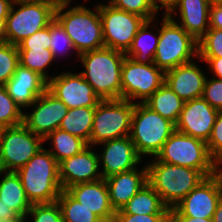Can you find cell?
Instances as JSON below:
<instances>
[{
  "label": "cell",
  "instance_id": "30",
  "mask_svg": "<svg viewBox=\"0 0 222 222\" xmlns=\"http://www.w3.org/2000/svg\"><path fill=\"white\" fill-rule=\"evenodd\" d=\"M57 202L61 208L64 222H98L99 217L62 190Z\"/></svg>",
  "mask_w": 222,
  "mask_h": 222
},
{
  "label": "cell",
  "instance_id": "3",
  "mask_svg": "<svg viewBox=\"0 0 222 222\" xmlns=\"http://www.w3.org/2000/svg\"><path fill=\"white\" fill-rule=\"evenodd\" d=\"M71 0H63L55 10V19L62 25L71 38L77 56L88 51L105 47L99 4L92 11L86 6L76 5L69 8Z\"/></svg>",
  "mask_w": 222,
  "mask_h": 222
},
{
  "label": "cell",
  "instance_id": "15",
  "mask_svg": "<svg viewBox=\"0 0 222 222\" xmlns=\"http://www.w3.org/2000/svg\"><path fill=\"white\" fill-rule=\"evenodd\" d=\"M29 107H34V110L23 114V124L43 139L59 128L69 109L48 90Z\"/></svg>",
  "mask_w": 222,
  "mask_h": 222
},
{
  "label": "cell",
  "instance_id": "24",
  "mask_svg": "<svg viewBox=\"0 0 222 222\" xmlns=\"http://www.w3.org/2000/svg\"><path fill=\"white\" fill-rule=\"evenodd\" d=\"M0 181V205L14 210L20 217H27L31 203L27 199L22 181L16 172H3Z\"/></svg>",
  "mask_w": 222,
  "mask_h": 222
},
{
  "label": "cell",
  "instance_id": "47",
  "mask_svg": "<svg viewBox=\"0 0 222 222\" xmlns=\"http://www.w3.org/2000/svg\"><path fill=\"white\" fill-rule=\"evenodd\" d=\"M14 0H0V17H7Z\"/></svg>",
  "mask_w": 222,
  "mask_h": 222
},
{
  "label": "cell",
  "instance_id": "44",
  "mask_svg": "<svg viewBox=\"0 0 222 222\" xmlns=\"http://www.w3.org/2000/svg\"><path fill=\"white\" fill-rule=\"evenodd\" d=\"M153 8L156 12L159 11V8L165 9L164 15H168L174 7L177 5L179 0H150ZM159 4L161 6H159Z\"/></svg>",
  "mask_w": 222,
  "mask_h": 222
},
{
  "label": "cell",
  "instance_id": "51",
  "mask_svg": "<svg viewBox=\"0 0 222 222\" xmlns=\"http://www.w3.org/2000/svg\"><path fill=\"white\" fill-rule=\"evenodd\" d=\"M98 222H121V221L116 214H113L109 217L99 218Z\"/></svg>",
  "mask_w": 222,
  "mask_h": 222
},
{
  "label": "cell",
  "instance_id": "43",
  "mask_svg": "<svg viewBox=\"0 0 222 222\" xmlns=\"http://www.w3.org/2000/svg\"><path fill=\"white\" fill-rule=\"evenodd\" d=\"M198 59L209 64L217 79H222V57H198Z\"/></svg>",
  "mask_w": 222,
  "mask_h": 222
},
{
  "label": "cell",
  "instance_id": "19",
  "mask_svg": "<svg viewBox=\"0 0 222 222\" xmlns=\"http://www.w3.org/2000/svg\"><path fill=\"white\" fill-rule=\"evenodd\" d=\"M194 61L165 72V83L184 102L202 97L204 91L207 77Z\"/></svg>",
  "mask_w": 222,
  "mask_h": 222
},
{
  "label": "cell",
  "instance_id": "49",
  "mask_svg": "<svg viewBox=\"0 0 222 222\" xmlns=\"http://www.w3.org/2000/svg\"><path fill=\"white\" fill-rule=\"evenodd\" d=\"M6 18L7 17H0V42L5 41Z\"/></svg>",
  "mask_w": 222,
  "mask_h": 222
},
{
  "label": "cell",
  "instance_id": "50",
  "mask_svg": "<svg viewBox=\"0 0 222 222\" xmlns=\"http://www.w3.org/2000/svg\"><path fill=\"white\" fill-rule=\"evenodd\" d=\"M222 157L216 161L215 175L219 178L222 186V169H221Z\"/></svg>",
  "mask_w": 222,
  "mask_h": 222
},
{
  "label": "cell",
  "instance_id": "54",
  "mask_svg": "<svg viewBox=\"0 0 222 222\" xmlns=\"http://www.w3.org/2000/svg\"><path fill=\"white\" fill-rule=\"evenodd\" d=\"M211 3L213 2H222V0H209Z\"/></svg>",
  "mask_w": 222,
  "mask_h": 222
},
{
  "label": "cell",
  "instance_id": "45",
  "mask_svg": "<svg viewBox=\"0 0 222 222\" xmlns=\"http://www.w3.org/2000/svg\"><path fill=\"white\" fill-rule=\"evenodd\" d=\"M12 218H25L20 217L14 210L4 205H0V220L12 219Z\"/></svg>",
  "mask_w": 222,
  "mask_h": 222
},
{
  "label": "cell",
  "instance_id": "5",
  "mask_svg": "<svg viewBox=\"0 0 222 222\" xmlns=\"http://www.w3.org/2000/svg\"><path fill=\"white\" fill-rule=\"evenodd\" d=\"M154 64L164 72L198 58V41L174 19L163 15ZM193 58V59H192Z\"/></svg>",
  "mask_w": 222,
  "mask_h": 222
},
{
  "label": "cell",
  "instance_id": "29",
  "mask_svg": "<svg viewBox=\"0 0 222 222\" xmlns=\"http://www.w3.org/2000/svg\"><path fill=\"white\" fill-rule=\"evenodd\" d=\"M48 140H51L54 148V150H48L58 163L68 157L78 154L88 146L83 139L73 136L72 134L59 128L44 138V142Z\"/></svg>",
  "mask_w": 222,
  "mask_h": 222
},
{
  "label": "cell",
  "instance_id": "8",
  "mask_svg": "<svg viewBox=\"0 0 222 222\" xmlns=\"http://www.w3.org/2000/svg\"><path fill=\"white\" fill-rule=\"evenodd\" d=\"M134 106L125 99L101 100L95 107L89 145L129 136Z\"/></svg>",
  "mask_w": 222,
  "mask_h": 222
},
{
  "label": "cell",
  "instance_id": "21",
  "mask_svg": "<svg viewBox=\"0 0 222 222\" xmlns=\"http://www.w3.org/2000/svg\"><path fill=\"white\" fill-rule=\"evenodd\" d=\"M111 206L115 212L121 210L127 202L144 186L147 182V167L141 170L134 168L130 171L121 172L105 179Z\"/></svg>",
  "mask_w": 222,
  "mask_h": 222
},
{
  "label": "cell",
  "instance_id": "1",
  "mask_svg": "<svg viewBox=\"0 0 222 222\" xmlns=\"http://www.w3.org/2000/svg\"><path fill=\"white\" fill-rule=\"evenodd\" d=\"M124 52L103 47L78 55L86 71L80 72L102 99H121L122 64Z\"/></svg>",
  "mask_w": 222,
  "mask_h": 222
},
{
  "label": "cell",
  "instance_id": "41",
  "mask_svg": "<svg viewBox=\"0 0 222 222\" xmlns=\"http://www.w3.org/2000/svg\"><path fill=\"white\" fill-rule=\"evenodd\" d=\"M121 222H167L170 219V214H116Z\"/></svg>",
  "mask_w": 222,
  "mask_h": 222
},
{
  "label": "cell",
  "instance_id": "22",
  "mask_svg": "<svg viewBox=\"0 0 222 222\" xmlns=\"http://www.w3.org/2000/svg\"><path fill=\"white\" fill-rule=\"evenodd\" d=\"M66 191L99 218L116 213L111 206L108 186L103 178L95 182L76 184Z\"/></svg>",
  "mask_w": 222,
  "mask_h": 222
},
{
  "label": "cell",
  "instance_id": "36",
  "mask_svg": "<svg viewBox=\"0 0 222 222\" xmlns=\"http://www.w3.org/2000/svg\"><path fill=\"white\" fill-rule=\"evenodd\" d=\"M33 222H64L58 202L32 204L27 212Z\"/></svg>",
  "mask_w": 222,
  "mask_h": 222
},
{
  "label": "cell",
  "instance_id": "9",
  "mask_svg": "<svg viewBox=\"0 0 222 222\" xmlns=\"http://www.w3.org/2000/svg\"><path fill=\"white\" fill-rule=\"evenodd\" d=\"M19 9H15V5ZM16 10V11H15ZM53 5L30 0H14L6 18L5 42L18 45L55 19Z\"/></svg>",
  "mask_w": 222,
  "mask_h": 222
},
{
  "label": "cell",
  "instance_id": "32",
  "mask_svg": "<svg viewBox=\"0 0 222 222\" xmlns=\"http://www.w3.org/2000/svg\"><path fill=\"white\" fill-rule=\"evenodd\" d=\"M22 108L8 95L5 86L0 85V129L23 123Z\"/></svg>",
  "mask_w": 222,
  "mask_h": 222
},
{
  "label": "cell",
  "instance_id": "33",
  "mask_svg": "<svg viewBox=\"0 0 222 222\" xmlns=\"http://www.w3.org/2000/svg\"><path fill=\"white\" fill-rule=\"evenodd\" d=\"M18 65V46L5 41L0 42V85H5L13 76Z\"/></svg>",
  "mask_w": 222,
  "mask_h": 222
},
{
  "label": "cell",
  "instance_id": "14",
  "mask_svg": "<svg viewBox=\"0 0 222 222\" xmlns=\"http://www.w3.org/2000/svg\"><path fill=\"white\" fill-rule=\"evenodd\" d=\"M47 90L69 109L96 107L102 100L80 73L62 72L48 80Z\"/></svg>",
  "mask_w": 222,
  "mask_h": 222
},
{
  "label": "cell",
  "instance_id": "16",
  "mask_svg": "<svg viewBox=\"0 0 222 222\" xmlns=\"http://www.w3.org/2000/svg\"><path fill=\"white\" fill-rule=\"evenodd\" d=\"M217 114L218 110L203 97L186 101L175 124V130L207 143Z\"/></svg>",
  "mask_w": 222,
  "mask_h": 222
},
{
  "label": "cell",
  "instance_id": "23",
  "mask_svg": "<svg viewBox=\"0 0 222 222\" xmlns=\"http://www.w3.org/2000/svg\"><path fill=\"white\" fill-rule=\"evenodd\" d=\"M210 7L209 0H179L168 16L173 17L178 8V24L198 41L209 29Z\"/></svg>",
  "mask_w": 222,
  "mask_h": 222
},
{
  "label": "cell",
  "instance_id": "34",
  "mask_svg": "<svg viewBox=\"0 0 222 222\" xmlns=\"http://www.w3.org/2000/svg\"><path fill=\"white\" fill-rule=\"evenodd\" d=\"M198 57H222V29L209 28L198 40Z\"/></svg>",
  "mask_w": 222,
  "mask_h": 222
},
{
  "label": "cell",
  "instance_id": "35",
  "mask_svg": "<svg viewBox=\"0 0 222 222\" xmlns=\"http://www.w3.org/2000/svg\"><path fill=\"white\" fill-rule=\"evenodd\" d=\"M111 5L117 9L124 10L143 17L146 21L156 18V11L150 0H112Z\"/></svg>",
  "mask_w": 222,
  "mask_h": 222
},
{
  "label": "cell",
  "instance_id": "52",
  "mask_svg": "<svg viewBox=\"0 0 222 222\" xmlns=\"http://www.w3.org/2000/svg\"><path fill=\"white\" fill-rule=\"evenodd\" d=\"M30 1L44 2L53 5L56 8L63 0H30Z\"/></svg>",
  "mask_w": 222,
  "mask_h": 222
},
{
  "label": "cell",
  "instance_id": "2",
  "mask_svg": "<svg viewBox=\"0 0 222 222\" xmlns=\"http://www.w3.org/2000/svg\"><path fill=\"white\" fill-rule=\"evenodd\" d=\"M31 204L56 202L62 192L58 162L42 147L16 172Z\"/></svg>",
  "mask_w": 222,
  "mask_h": 222
},
{
  "label": "cell",
  "instance_id": "40",
  "mask_svg": "<svg viewBox=\"0 0 222 222\" xmlns=\"http://www.w3.org/2000/svg\"><path fill=\"white\" fill-rule=\"evenodd\" d=\"M50 24L25 38L17 46L18 49H50Z\"/></svg>",
  "mask_w": 222,
  "mask_h": 222
},
{
  "label": "cell",
  "instance_id": "10",
  "mask_svg": "<svg viewBox=\"0 0 222 222\" xmlns=\"http://www.w3.org/2000/svg\"><path fill=\"white\" fill-rule=\"evenodd\" d=\"M44 139L35 135L23 123L0 129V170L17 172L44 145Z\"/></svg>",
  "mask_w": 222,
  "mask_h": 222
},
{
  "label": "cell",
  "instance_id": "25",
  "mask_svg": "<svg viewBox=\"0 0 222 222\" xmlns=\"http://www.w3.org/2000/svg\"><path fill=\"white\" fill-rule=\"evenodd\" d=\"M115 214H170L160 195L147 183Z\"/></svg>",
  "mask_w": 222,
  "mask_h": 222
},
{
  "label": "cell",
  "instance_id": "4",
  "mask_svg": "<svg viewBox=\"0 0 222 222\" xmlns=\"http://www.w3.org/2000/svg\"><path fill=\"white\" fill-rule=\"evenodd\" d=\"M146 167L148 184L170 210L207 178L200 170L167 164L156 158Z\"/></svg>",
  "mask_w": 222,
  "mask_h": 222
},
{
  "label": "cell",
  "instance_id": "18",
  "mask_svg": "<svg viewBox=\"0 0 222 222\" xmlns=\"http://www.w3.org/2000/svg\"><path fill=\"white\" fill-rule=\"evenodd\" d=\"M100 144L104 146L102 153L98 155L99 165H103L100 172L103 179L130 171L141 162L142 158L138 155L129 136L108 140Z\"/></svg>",
  "mask_w": 222,
  "mask_h": 222
},
{
  "label": "cell",
  "instance_id": "11",
  "mask_svg": "<svg viewBox=\"0 0 222 222\" xmlns=\"http://www.w3.org/2000/svg\"><path fill=\"white\" fill-rule=\"evenodd\" d=\"M99 13L105 47L126 53L146 20L139 15L117 9L110 3L99 4Z\"/></svg>",
  "mask_w": 222,
  "mask_h": 222
},
{
  "label": "cell",
  "instance_id": "17",
  "mask_svg": "<svg viewBox=\"0 0 222 222\" xmlns=\"http://www.w3.org/2000/svg\"><path fill=\"white\" fill-rule=\"evenodd\" d=\"M91 147L88 145L78 154L58 163L59 180L63 190L76 184L102 179L98 154L94 153Z\"/></svg>",
  "mask_w": 222,
  "mask_h": 222
},
{
  "label": "cell",
  "instance_id": "20",
  "mask_svg": "<svg viewBox=\"0 0 222 222\" xmlns=\"http://www.w3.org/2000/svg\"><path fill=\"white\" fill-rule=\"evenodd\" d=\"M48 81L39 73L21 66L5 83L8 95L21 107L32 105L47 90Z\"/></svg>",
  "mask_w": 222,
  "mask_h": 222
},
{
  "label": "cell",
  "instance_id": "12",
  "mask_svg": "<svg viewBox=\"0 0 222 222\" xmlns=\"http://www.w3.org/2000/svg\"><path fill=\"white\" fill-rule=\"evenodd\" d=\"M164 83L165 72L154 63H136L125 57L121 74V99L131 102L142 99L143 103Z\"/></svg>",
  "mask_w": 222,
  "mask_h": 222
},
{
  "label": "cell",
  "instance_id": "31",
  "mask_svg": "<svg viewBox=\"0 0 222 222\" xmlns=\"http://www.w3.org/2000/svg\"><path fill=\"white\" fill-rule=\"evenodd\" d=\"M18 53L21 66L39 73L47 81L51 78L45 69L55 60L49 49H18Z\"/></svg>",
  "mask_w": 222,
  "mask_h": 222
},
{
  "label": "cell",
  "instance_id": "7",
  "mask_svg": "<svg viewBox=\"0 0 222 222\" xmlns=\"http://www.w3.org/2000/svg\"><path fill=\"white\" fill-rule=\"evenodd\" d=\"M158 161L200 170L206 177L215 175L216 161L207 143L175 130L156 155Z\"/></svg>",
  "mask_w": 222,
  "mask_h": 222
},
{
  "label": "cell",
  "instance_id": "42",
  "mask_svg": "<svg viewBox=\"0 0 222 222\" xmlns=\"http://www.w3.org/2000/svg\"><path fill=\"white\" fill-rule=\"evenodd\" d=\"M209 28L222 29V2L211 3Z\"/></svg>",
  "mask_w": 222,
  "mask_h": 222
},
{
  "label": "cell",
  "instance_id": "46",
  "mask_svg": "<svg viewBox=\"0 0 222 222\" xmlns=\"http://www.w3.org/2000/svg\"><path fill=\"white\" fill-rule=\"evenodd\" d=\"M172 222H213L212 219L193 218V217H170Z\"/></svg>",
  "mask_w": 222,
  "mask_h": 222
},
{
  "label": "cell",
  "instance_id": "6",
  "mask_svg": "<svg viewBox=\"0 0 222 222\" xmlns=\"http://www.w3.org/2000/svg\"><path fill=\"white\" fill-rule=\"evenodd\" d=\"M175 131V124L144 103H136L131 120L129 137L135 145L138 155H156L165 141Z\"/></svg>",
  "mask_w": 222,
  "mask_h": 222
},
{
  "label": "cell",
  "instance_id": "38",
  "mask_svg": "<svg viewBox=\"0 0 222 222\" xmlns=\"http://www.w3.org/2000/svg\"><path fill=\"white\" fill-rule=\"evenodd\" d=\"M207 148L215 161L222 157V110L218 111L211 136L207 141Z\"/></svg>",
  "mask_w": 222,
  "mask_h": 222
},
{
  "label": "cell",
  "instance_id": "26",
  "mask_svg": "<svg viewBox=\"0 0 222 222\" xmlns=\"http://www.w3.org/2000/svg\"><path fill=\"white\" fill-rule=\"evenodd\" d=\"M153 20L145 21L137 31L126 57L133 59L136 63L153 64L154 55L159 42V31L155 35L150 33L148 27Z\"/></svg>",
  "mask_w": 222,
  "mask_h": 222
},
{
  "label": "cell",
  "instance_id": "53",
  "mask_svg": "<svg viewBox=\"0 0 222 222\" xmlns=\"http://www.w3.org/2000/svg\"><path fill=\"white\" fill-rule=\"evenodd\" d=\"M26 218H12V219H3L0 222H26Z\"/></svg>",
  "mask_w": 222,
  "mask_h": 222
},
{
  "label": "cell",
  "instance_id": "28",
  "mask_svg": "<svg viewBox=\"0 0 222 222\" xmlns=\"http://www.w3.org/2000/svg\"><path fill=\"white\" fill-rule=\"evenodd\" d=\"M95 107H78L68 109L59 129L83 139L88 145L93 127Z\"/></svg>",
  "mask_w": 222,
  "mask_h": 222
},
{
  "label": "cell",
  "instance_id": "48",
  "mask_svg": "<svg viewBox=\"0 0 222 222\" xmlns=\"http://www.w3.org/2000/svg\"><path fill=\"white\" fill-rule=\"evenodd\" d=\"M212 220L213 222H222V193L218 200Z\"/></svg>",
  "mask_w": 222,
  "mask_h": 222
},
{
  "label": "cell",
  "instance_id": "39",
  "mask_svg": "<svg viewBox=\"0 0 222 222\" xmlns=\"http://www.w3.org/2000/svg\"><path fill=\"white\" fill-rule=\"evenodd\" d=\"M202 97L216 110H222V79L206 78Z\"/></svg>",
  "mask_w": 222,
  "mask_h": 222
},
{
  "label": "cell",
  "instance_id": "27",
  "mask_svg": "<svg viewBox=\"0 0 222 222\" xmlns=\"http://www.w3.org/2000/svg\"><path fill=\"white\" fill-rule=\"evenodd\" d=\"M143 103L176 124L185 102L164 83Z\"/></svg>",
  "mask_w": 222,
  "mask_h": 222
},
{
  "label": "cell",
  "instance_id": "13",
  "mask_svg": "<svg viewBox=\"0 0 222 222\" xmlns=\"http://www.w3.org/2000/svg\"><path fill=\"white\" fill-rule=\"evenodd\" d=\"M221 193L219 178L207 177L170 210V217L212 219Z\"/></svg>",
  "mask_w": 222,
  "mask_h": 222
},
{
  "label": "cell",
  "instance_id": "37",
  "mask_svg": "<svg viewBox=\"0 0 222 222\" xmlns=\"http://www.w3.org/2000/svg\"><path fill=\"white\" fill-rule=\"evenodd\" d=\"M50 39L49 50L52 52L54 59L57 58L61 52L63 53L68 49H74L75 51L71 38L56 19L50 23Z\"/></svg>",
  "mask_w": 222,
  "mask_h": 222
}]
</instances>
